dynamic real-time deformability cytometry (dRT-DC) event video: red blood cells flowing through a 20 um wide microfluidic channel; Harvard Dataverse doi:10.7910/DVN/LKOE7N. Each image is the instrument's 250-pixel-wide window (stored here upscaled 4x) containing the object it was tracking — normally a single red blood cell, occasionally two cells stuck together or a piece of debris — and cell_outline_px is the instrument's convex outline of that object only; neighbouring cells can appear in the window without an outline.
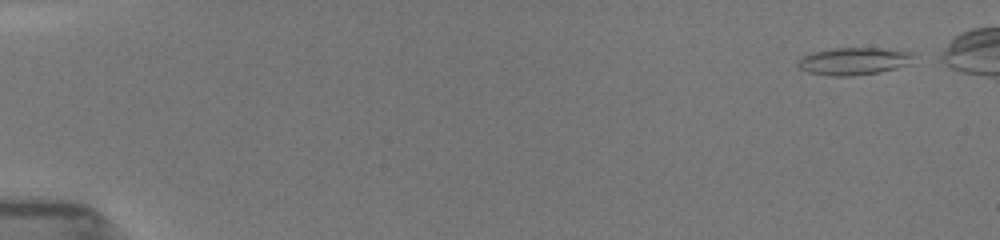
{"species": "common noctule bat (a hibernating species)", "species_latin": "Nyctalus noctula", "temperature_condition": "room temperature", "stored_images_in_passage": 43, "camera_frame_rate_fps": 3000, "um_per_image_px": 0.085, "animal": {"sex": "female", "body_mass_g": 19.5, "forearm_length_mm": 54.1}, "frame": {"image": 1, "passage_image": 1, "time_ms": 0.0, "image_size_px": [1000, 240], "cell_outline_px": [[912, 56], [908, 64], [896, 68], [880, 72], [852, 76], [832, 76], [808, 72], [800, 68], [796, 64], [796, 60], [812, 52], [832, 48], [888, 48], [912, 52]], "centroid_in_image_um": [72.54, 5.19], "position_along_channel_um": 12.5, "area_um2": 18.5}}
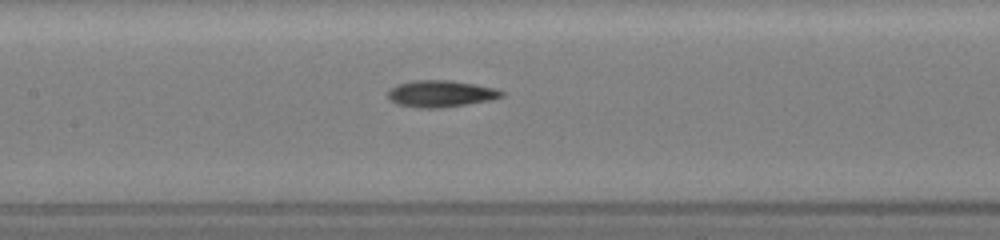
{"frame": {"image": 2, "passage_image": 22, "time_ms": 7.667, "image_size_px": [1000, 240], "cell_outline_px": [[504, 96], [492, 100], [440, 108], [420, 108], [396, 104], [388, 96], [388, 88], [396, 84], [412, 80], [452, 80], [500, 88], [504, 92]], "centroid_in_image_um": [37.49, 7.95], "position_along_channel_um": 169.9, "area_um2": 18.03}}
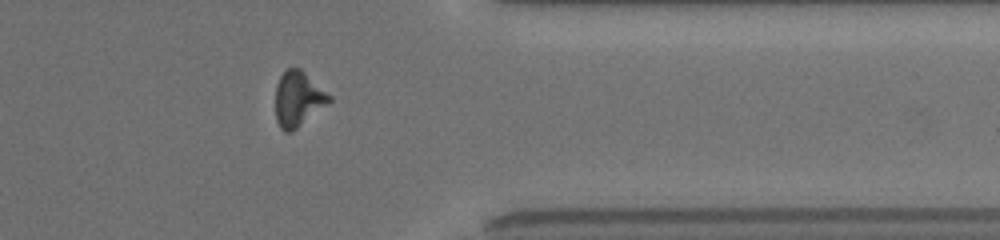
{"frame": {"image": 3, "passage_image": 38, "time_ms": 13.333, "image_size_px": [1000, 240], "cell_outline_px": [[332, 100], [328, 104], [292, 132], [284, 132], [280, 128], [276, 120], [276, 84], [280, 76], [288, 68], [300, 68], [332, 96]], "centroid_in_image_um": [25.34, 8.42], "position_along_channel_um": 386.1, "area_um2": 17.28}}